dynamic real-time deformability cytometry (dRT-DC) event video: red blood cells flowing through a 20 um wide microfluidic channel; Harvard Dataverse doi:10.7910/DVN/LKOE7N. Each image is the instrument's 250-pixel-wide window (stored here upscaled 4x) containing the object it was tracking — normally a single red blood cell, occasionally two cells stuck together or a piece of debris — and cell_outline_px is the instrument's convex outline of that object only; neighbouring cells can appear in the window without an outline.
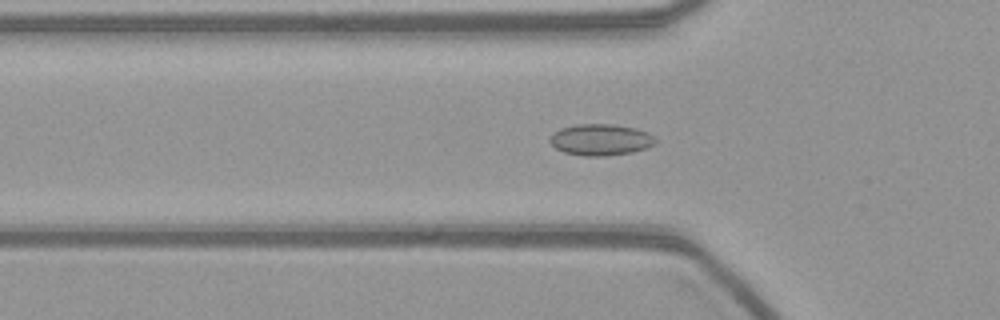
{"species": "common noctule bat (a hibernating species)", "species_latin": "Nyctalus noctula", "temperature_condition": "warm", "stored_images_in_passage": 56, "camera_frame_rate_fps": 3000, "um_per_image_px": 0.085, "animal": {"sex": "female", "body_mass_g": 21.9}, "frame": {"image": 1, "passage_image": 18, "time_ms": 5.667, "image_size_px": [1000, 320], "cell_outline_px": [[656, 144], [632, 152], [604, 156], [584, 156], [564, 152], [556, 148], [548, 140], [560, 128], [576, 124], [612, 124], [636, 128], [648, 132], [656, 136]], "centroid_in_image_um": [51.09, 11.87], "position_along_channel_um": 74.7, "area_um2": 19.31}}
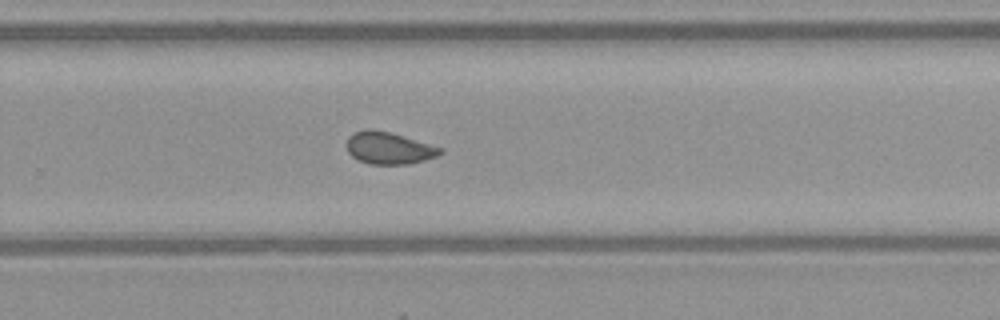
{"frame": {"image": 2, "passage_image": 36, "time_ms": 11.667, "image_size_px": [1000, 320], "cell_outline_px": [[444, 152], [436, 156], [424, 160], [408, 164], [368, 164], [352, 156], [348, 152], [344, 144], [348, 136], [356, 132], [368, 128], [388, 132], [444, 148]], "centroid_in_image_um": [33.02, 12.59], "position_along_channel_um": 296.8, "area_um2": 17.46}}
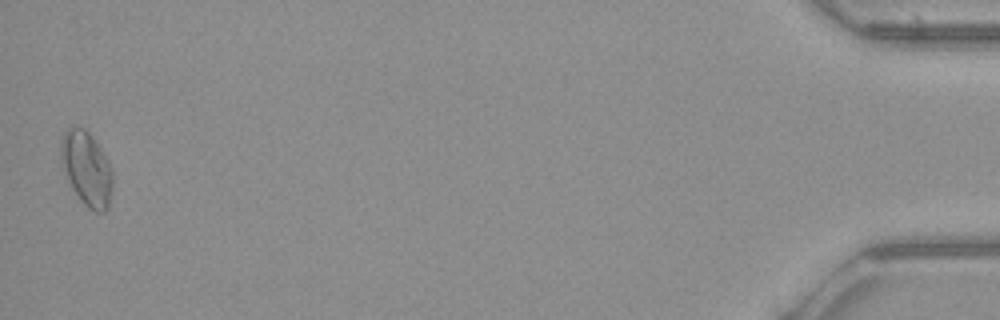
{"frame": {"image": 3, "passage_image": 55, "time_ms": 18.0, "image_size_px": [1000, 320], "cell_outline_px": [[112, 188], [108, 208], [104, 212], [96, 212], [88, 208], [80, 200], [72, 188], [60, 156], [60, 140], [64, 132], [68, 128], [84, 128], [92, 136], [108, 160], [112, 168]], "centroid_in_image_um": [7.38, 14.34], "position_along_channel_um": 427.8, "area_um2": 22.14}}